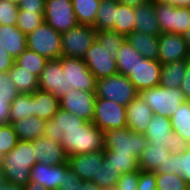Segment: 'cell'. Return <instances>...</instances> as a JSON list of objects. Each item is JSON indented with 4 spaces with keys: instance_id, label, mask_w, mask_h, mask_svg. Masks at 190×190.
I'll use <instances>...</instances> for the list:
<instances>
[{
    "instance_id": "cell-56",
    "label": "cell",
    "mask_w": 190,
    "mask_h": 190,
    "mask_svg": "<svg viewBox=\"0 0 190 190\" xmlns=\"http://www.w3.org/2000/svg\"><path fill=\"white\" fill-rule=\"evenodd\" d=\"M164 173H173L175 174V170H174V160L172 159V153L169 157V159H167V161L164 164Z\"/></svg>"
},
{
    "instance_id": "cell-2",
    "label": "cell",
    "mask_w": 190,
    "mask_h": 190,
    "mask_svg": "<svg viewBox=\"0 0 190 190\" xmlns=\"http://www.w3.org/2000/svg\"><path fill=\"white\" fill-rule=\"evenodd\" d=\"M36 163L32 141L19 140L1 163L5 181L24 187L30 182L31 168Z\"/></svg>"
},
{
    "instance_id": "cell-7",
    "label": "cell",
    "mask_w": 190,
    "mask_h": 190,
    "mask_svg": "<svg viewBox=\"0 0 190 190\" xmlns=\"http://www.w3.org/2000/svg\"><path fill=\"white\" fill-rule=\"evenodd\" d=\"M61 35L44 22L27 35V49L48 60L59 59L62 56Z\"/></svg>"
},
{
    "instance_id": "cell-54",
    "label": "cell",
    "mask_w": 190,
    "mask_h": 190,
    "mask_svg": "<svg viewBox=\"0 0 190 190\" xmlns=\"http://www.w3.org/2000/svg\"><path fill=\"white\" fill-rule=\"evenodd\" d=\"M77 190H103V188L96 183L83 181Z\"/></svg>"
},
{
    "instance_id": "cell-61",
    "label": "cell",
    "mask_w": 190,
    "mask_h": 190,
    "mask_svg": "<svg viewBox=\"0 0 190 190\" xmlns=\"http://www.w3.org/2000/svg\"><path fill=\"white\" fill-rule=\"evenodd\" d=\"M6 1L11 2V3H14V4H16V5H18L19 2H20V0H6Z\"/></svg>"
},
{
    "instance_id": "cell-30",
    "label": "cell",
    "mask_w": 190,
    "mask_h": 190,
    "mask_svg": "<svg viewBox=\"0 0 190 190\" xmlns=\"http://www.w3.org/2000/svg\"><path fill=\"white\" fill-rule=\"evenodd\" d=\"M117 0H101L99 11L96 14L94 25L95 30L114 31L116 23Z\"/></svg>"
},
{
    "instance_id": "cell-18",
    "label": "cell",
    "mask_w": 190,
    "mask_h": 190,
    "mask_svg": "<svg viewBox=\"0 0 190 190\" xmlns=\"http://www.w3.org/2000/svg\"><path fill=\"white\" fill-rule=\"evenodd\" d=\"M104 150L69 156V168L83 181L92 182L104 160Z\"/></svg>"
},
{
    "instance_id": "cell-43",
    "label": "cell",
    "mask_w": 190,
    "mask_h": 190,
    "mask_svg": "<svg viewBox=\"0 0 190 190\" xmlns=\"http://www.w3.org/2000/svg\"><path fill=\"white\" fill-rule=\"evenodd\" d=\"M175 174L181 175L190 186V148L183 153H172Z\"/></svg>"
},
{
    "instance_id": "cell-20",
    "label": "cell",
    "mask_w": 190,
    "mask_h": 190,
    "mask_svg": "<svg viewBox=\"0 0 190 190\" xmlns=\"http://www.w3.org/2000/svg\"><path fill=\"white\" fill-rule=\"evenodd\" d=\"M126 125L131 131L144 134L154 113L140 95L135 97L126 107Z\"/></svg>"
},
{
    "instance_id": "cell-48",
    "label": "cell",
    "mask_w": 190,
    "mask_h": 190,
    "mask_svg": "<svg viewBox=\"0 0 190 190\" xmlns=\"http://www.w3.org/2000/svg\"><path fill=\"white\" fill-rule=\"evenodd\" d=\"M137 190H157L155 172L140 170Z\"/></svg>"
},
{
    "instance_id": "cell-21",
    "label": "cell",
    "mask_w": 190,
    "mask_h": 190,
    "mask_svg": "<svg viewBox=\"0 0 190 190\" xmlns=\"http://www.w3.org/2000/svg\"><path fill=\"white\" fill-rule=\"evenodd\" d=\"M68 167V163L54 166L36 163L31 168L30 181L44 186L47 190H58Z\"/></svg>"
},
{
    "instance_id": "cell-10",
    "label": "cell",
    "mask_w": 190,
    "mask_h": 190,
    "mask_svg": "<svg viewBox=\"0 0 190 190\" xmlns=\"http://www.w3.org/2000/svg\"><path fill=\"white\" fill-rule=\"evenodd\" d=\"M95 36L96 30L92 26L82 24L62 33V56L83 60Z\"/></svg>"
},
{
    "instance_id": "cell-14",
    "label": "cell",
    "mask_w": 190,
    "mask_h": 190,
    "mask_svg": "<svg viewBox=\"0 0 190 190\" xmlns=\"http://www.w3.org/2000/svg\"><path fill=\"white\" fill-rule=\"evenodd\" d=\"M83 61L96 80L118 73L116 58L111 57L110 51L102 47L96 39L85 53Z\"/></svg>"
},
{
    "instance_id": "cell-51",
    "label": "cell",
    "mask_w": 190,
    "mask_h": 190,
    "mask_svg": "<svg viewBox=\"0 0 190 190\" xmlns=\"http://www.w3.org/2000/svg\"><path fill=\"white\" fill-rule=\"evenodd\" d=\"M180 90L186 100L190 101V63L186 66L185 77L180 84Z\"/></svg>"
},
{
    "instance_id": "cell-4",
    "label": "cell",
    "mask_w": 190,
    "mask_h": 190,
    "mask_svg": "<svg viewBox=\"0 0 190 190\" xmlns=\"http://www.w3.org/2000/svg\"><path fill=\"white\" fill-rule=\"evenodd\" d=\"M154 115L171 117L186 101L180 88H167L160 85L139 92Z\"/></svg>"
},
{
    "instance_id": "cell-55",
    "label": "cell",
    "mask_w": 190,
    "mask_h": 190,
    "mask_svg": "<svg viewBox=\"0 0 190 190\" xmlns=\"http://www.w3.org/2000/svg\"><path fill=\"white\" fill-rule=\"evenodd\" d=\"M119 3L131 6V7H137L140 5H143L147 2H150L151 0H117Z\"/></svg>"
},
{
    "instance_id": "cell-1",
    "label": "cell",
    "mask_w": 190,
    "mask_h": 190,
    "mask_svg": "<svg viewBox=\"0 0 190 190\" xmlns=\"http://www.w3.org/2000/svg\"><path fill=\"white\" fill-rule=\"evenodd\" d=\"M44 136L60 143L68 157L105 150L104 131L60 108L46 121Z\"/></svg>"
},
{
    "instance_id": "cell-53",
    "label": "cell",
    "mask_w": 190,
    "mask_h": 190,
    "mask_svg": "<svg viewBox=\"0 0 190 190\" xmlns=\"http://www.w3.org/2000/svg\"><path fill=\"white\" fill-rule=\"evenodd\" d=\"M161 3L170 4L177 7H190V0H154Z\"/></svg>"
},
{
    "instance_id": "cell-49",
    "label": "cell",
    "mask_w": 190,
    "mask_h": 190,
    "mask_svg": "<svg viewBox=\"0 0 190 190\" xmlns=\"http://www.w3.org/2000/svg\"><path fill=\"white\" fill-rule=\"evenodd\" d=\"M46 0H20L19 10L37 11L44 16Z\"/></svg>"
},
{
    "instance_id": "cell-36",
    "label": "cell",
    "mask_w": 190,
    "mask_h": 190,
    "mask_svg": "<svg viewBox=\"0 0 190 190\" xmlns=\"http://www.w3.org/2000/svg\"><path fill=\"white\" fill-rule=\"evenodd\" d=\"M134 14V7L118 2L114 31L126 37L134 32Z\"/></svg>"
},
{
    "instance_id": "cell-50",
    "label": "cell",
    "mask_w": 190,
    "mask_h": 190,
    "mask_svg": "<svg viewBox=\"0 0 190 190\" xmlns=\"http://www.w3.org/2000/svg\"><path fill=\"white\" fill-rule=\"evenodd\" d=\"M15 59L0 45V73L8 72L14 65Z\"/></svg>"
},
{
    "instance_id": "cell-31",
    "label": "cell",
    "mask_w": 190,
    "mask_h": 190,
    "mask_svg": "<svg viewBox=\"0 0 190 190\" xmlns=\"http://www.w3.org/2000/svg\"><path fill=\"white\" fill-rule=\"evenodd\" d=\"M8 74L19 93L33 94L39 89L38 77L25 69H21V67L15 62L12 68L8 71Z\"/></svg>"
},
{
    "instance_id": "cell-24",
    "label": "cell",
    "mask_w": 190,
    "mask_h": 190,
    "mask_svg": "<svg viewBox=\"0 0 190 190\" xmlns=\"http://www.w3.org/2000/svg\"><path fill=\"white\" fill-rule=\"evenodd\" d=\"M171 152L163 147H157L148 144V147L138 158L140 170L155 172V174L164 173V164L169 159Z\"/></svg>"
},
{
    "instance_id": "cell-47",
    "label": "cell",
    "mask_w": 190,
    "mask_h": 190,
    "mask_svg": "<svg viewBox=\"0 0 190 190\" xmlns=\"http://www.w3.org/2000/svg\"><path fill=\"white\" fill-rule=\"evenodd\" d=\"M82 182L83 180L68 167L58 190H77Z\"/></svg>"
},
{
    "instance_id": "cell-35",
    "label": "cell",
    "mask_w": 190,
    "mask_h": 190,
    "mask_svg": "<svg viewBox=\"0 0 190 190\" xmlns=\"http://www.w3.org/2000/svg\"><path fill=\"white\" fill-rule=\"evenodd\" d=\"M48 59L29 49L24 50L16 59L15 63L39 77L46 66Z\"/></svg>"
},
{
    "instance_id": "cell-5",
    "label": "cell",
    "mask_w": 190,
    "mask_h": 190,
    "mask_svg": "<svg viewBox=\"0 0 190 190\" xmlns=\"http://www.w3.org/2000/svg\"><path fill=\"white\" fill-rule=\"evenodd\" d=\"M147 137L128 127L104 131V148L116 154L134 155L139 158L148 147Z\"/></svg>"
},
{
    "instance_id": "cell-58",
    "label": "cell",
    "mask_w": 190,
    "mask_h": 190,
    "mask_svg": "<svg viewBox=\"0 0 190 190\" xmlns=\"http://www.w3.org/2000/svg\"><path fill=\"white\" fill-rule=\"evenodd\" d=\"M0 190H24L22 186L5 182L0 186Z\"/></svg>"
},
{
    "instance_id": "cell-11",
    "label": "cell",
    "mask_w": 190,
    "mask_h": 190,
    "mask_svg": "<svg viewBox=\"0 0 190 190\" xmlns=\"http://www.w3.org/2000/svg\"><path fill=\"white\" fill-rule=\"evenodd\" d=\"M126 108L116 102L96 98L92 123L101 131L121 129L126 125Z\"/></svg>"
},
{
    "instance_id": "cell-22",
    "label": "cell",
    "mask_w": 190,
    "mask_h": 190,
    "mask_svg": "<svg viewBox=\"0 0 190 190\" xmlns=\"http://www.w3.org/2000/svg\"><path fill=\"white\" fill-rule=\"evenodd\" d=\"M134 31L147 35L159 36L160 29L155 13V1L134 7Z\"/></svg>"
},
{
    "instance_id": "cell-38",
    "label": "cell",
    "mask_w": 190,
    "mask_h": 190,
    "mask_svg": "<svg viewBox=\"0 0 190 190\" xmlns=\"http://www.w3.org/2000/svg\"><path fill=\"white\" fill-rule=\"evenodd\" d=\"M95 39L111 53V57L116 58L120 47L126 41V36L115 31L96 30Z\"/></svg>"
},
{
    "instance_id": "cell-3",
    "label": "cell",
    "mask_w": 190,
    "mask_h": 190,
    "mask_svg": "<svg viewBox=\"0 0 190 190\" xmlns=\"http://www.w3.org/2000/svg\"><path fill=\"white\" fill-rule=\"evenodd\" d=\"M143 135L150 144L163 147L171 153H183L190 148L182 136L173 132L169 117L154 115Z\"/></svg>"
},
{
    "instance_id": "cell-52",
    "label": "cell",
    "mask_w": 190,
    "mask_h": 190,
    "mask_svg": "<svg viewBox=\"0 0 190 190\" xmlns=\"http://www.w3.org/2000/svg\"><path fill=\"white\" fill-rule=\"evenodd\" d=\"M10 111V103L0 99V125L7 124Z\"/></svg>"
},
{
    "instance_id": "cell-42",
    "label": "cell",
    "mask_w": 190,
    "mask_h": 190,
    "mask_svg": "<svg viewBox=\"0 0 190 190\" xmlns=\"http://www.w3.org/2000/svg\"><path fill=\"white\" fill-rule=\"evenodd\" d=\"M19 139L10 123L0 125V152L3 156L9 153Z\"/></svg>"
},
{
    "instance_id": "cell-16",
    "label": "cell",
    "mask_w": 190,
    "mask_h": 190,
    "mask_svg": "<svg viewBox=\"0 0 190 190\" xmlns=\"http://www.w3.org/2000/svg\"><path fill=\"white\" fill-rule=\"evenodd\" d=\"M178 60H190V51L183 35L161 33L159 35V54L157 61L161 64Z\"/></svg>"
},
{
    "instance_id": "cell-63",
    "label": "cell",
    "mask_w": 190,
    "mask_h": 190,
    "mask_svg": "<svg viewBox=\"0 0 190 190\" xmlns=\"http://www.w3.org/2000/svg\"><path fill=\"white\" fill-rule=\"evenodd\" d=\"M103 190H116V188L115 187H113V188H106V189H103Z\"/></svg>"
},
{
    "instance_id": "cell-6",
    "label": "cell",
    "mask_w": 190,
    "mask_h": 190,
    "mask_svg": "<svg viewBox=\"0 0 190 190\" xmlns=\"http://www.w3.org/2000/svg\"><path fill=\"white\" fill-rule=\"evenodd\" d=\"M139 95L129 78L120 73L96 80V97L127 106Z\"/></svg>"
},
{
    "instance_id": "cell-15",
    "label": "cell",
    "mask_w": 190,
    "mask_h": 190,
    "mask_svg": "<svg viewBox=\"0 0 190 190\" xmlns=\"http://www.w3.org/2000/svg\"><path fill=\"white\" fill-rule=\"evenodd\" d=\"M161 63L157 60L139 59L137 65L128 77L138 92L159 85Z\"/></svg>"
},
{
    "instance_id": "cell-8",
    "label": "cell",
    "mask_w": 190,
    "mask_h": 190,
    "mask_svg": "<svg viewBox=\"0 0 190 190\" xmlns=\"http://www.w3.org/2000/svg\"><path fill=\"white\" fill-rule=\"evenodd\" d=\"M155 13L160 33L184 35L190 28L189 7H177L155 1Z\"/></svg>"
},
{
    "instance_id": "cell-33",
    "label": "cell",
    "mask_w": 190,
    "mask_h": 190,
    "mask_svg": "<svg viewBox=\"0 0 190 190\" xmlns=\"http://www.w3.org/2000/svg\"><path fill=\"white\" fill-rule=\"evenodd\" d=\"M79 24L93 26L101 0H71Z\"/></svg>"
},
{
    "instance_id": "cell-57",
    "label": "cell",
    "mask_w": 190,
    "mask_h": 190,
    "mask_svg": "<svg viewBox=\"0 0 190 190\" xmlns=\"http://www.w3.org/2000/svg\"><path fill=\"white\" fill-rule=\"evenodd\" d=\"M24 190H47L44 186L40 184L30 181L27 185L23 187Z\"/></svg>"
},
{
    "instance_id": "cell-29",
    "label": "cell",
    "mask_w": 190,
    "mask_h": 190,
    "mask_svg": "<svg viewBox=\"0 0 190 190\" xmlns=\"http://www.w3.org/2000/svg\"><path fill=\"white\" fill-rule=\"evenodd\" d=\"M29 117H34V93H19L10 104L7 122L12 124Z\"/></svg>"
},
{
    "instance_id": "cell-23",
    "label": "cell",
    "mask_w": 190,
    "mask_h": 190,
    "mask_svg": "<svg viewBox=\"0 0 190 190\" xmlns=\"http://www.w3.org/2000/svg\"><path fill=\"white\" fill-rule=\"evenodd\" d=\"M0 45L16 59L27 49V36L17 28V25H0Z\"/></svg>"
},
{
    "instance_id": "cell-17",
    "label": "cell",
    "mask_w": 190,
    "mask_h": 190,
    "mask_svg": "<svg viewBox=\"0 0 190 190\" xmlns=\"http://www.w3.org/2000/svg\"><path fill=\"white\" fill-rule=\"evenodd\" d=\"M39 90L54 94L58 99L66 94V79L58 59L48 60L38 77Z\"/></svg>"
},
{
    "instance_id": "cell-9",
    "label": "cell",
    "mask_w": 190,
    "mask_h": 190,
    "mask_svg": "<svg viewBox=\"0 0 190 190\" xmlns=\"http://www.w3.org/2000/svg\"><path fill=\"white\" fill-rule=\"evenodd\" d=\"M58 60L66 79V93L74 89L96 92L95 76L83 60L65 56H61Z\"/></svg>"
},
{
    "instance_id": "cell-19",
    "label": "cell",
    "mask_w": 190,
    "mask_h": 190,
    "mask_svg": "<svg viewBox=\"0 0 190 190\" xmlns=\"http://www.w3.org/2000/svg\"><path fill=\"white\" fill-rule=\"evenodd\" d=\"M32 144L37 163L49 166L67 163L68 156L60 143L43 135L32 141Z\"/></svg>"
},
{
    "instance_id": "cell-28",
    "label": "cell",
    "mask_w": 190,
    "mask_h": 190,
    "mask_svg": "<svg viewBox=\"0 0 190 190\" xmlns=\"http://www.w3.org/2000/svg\"><path fill=\"white\" fill-rule=\"evenodd\" d=\"M59 108V99L54 94L39 89L34 92V116L48 121Z\"/></svg>"
},
{
    "instance_id": "cell-34",
    "label": "cell",
    "mask_w": 190,
    "mask_h": 190,
    "mask_svg": "<svg viewBox=\"0 0 190 190\" xmlns=\"http://www.w3.org/2000/svg\"><path fill=\"white\" fill-rule=\"evenodd\" d=\"M173 132L178 133L190 145V101L186 100L170 117Z\"/></svg>"
},
{
    "instance_id": "cell-37",
    "label": "cell",
    "mask_w": 190,
    "mask_h": 190,
    "mask_svg": "<svg viewBox=\"0 0 190 190\" xmlns=\"http://www.w3.org/2000/svg\"><path fill=\"white\" fill-rule=\"evenodd\" d=\"M104 156L108 159V163H111L121 174L140 171L138 158L134 155L116 154L113 150H104Z\"/></svg>"
},
{
    "instance_id": "cell-62",
    "label": "cell",
    "mask_w": 190,
    "mask_h": 190,
    "mask_svg": "<svg viewBox=\"0 0 190 190\" xmlns=\"http://www.w3.org/2000/svg\"><path fill=\"white\" fill-rule=\"evenodd\" d=\"M3 158H4V156H3L2 153L0 152V164H1L2 161H3Z\"/></svg>"
},
{
    "instance_id": "cell-45",
    "label": "cell",
    "mask_w": 190,
    "mask_h": 190,
    "mask_svg": "<svg viewBox=\"0 0 190 190\" xmlns=\"http://www.w3.org/2000/svg\"><path fill=\"white\" fill-rule=\"evenodd\" d=\"M18 94L19 92L13 81L10 79L8 72L0 73V99L11 104Z\"/></svg>"
},
{
    "instance_id": "cell-60",
    "label": "cell",
    "mask_w": 190,
    "mask_h": 190,
    "mask_svg": "<svg viewBox=\"0 0 190 190\" xmlns=\"http://www.w3.org/2000/svg\"><path fill=\"white\" fill-rule=\"evenodd\" d=\"M5 179H4V171H3V168H2V165L0 164V186L5 183Z\"/></svg>"
},
{
    "instance_id": "cell-27",
    "label": "cell",
    "mask_w": 190,
    "mask_h": 190,
    "mask_svg": "<svg viewBox=\"0 0 190 190\" xmlns=\"http://www.w3.org/2000/svg\"><path fill=\"white\" fill-rule=\"evenodd\" d=\"M45 123V120L34 116L21 118L11 125L19 140L34 141L44 135Z\"/></svg>"
},
{
    "instance_id": "cell-39",
    "label": "cell",
    "mask_w": 190,
    "mask_h": 190,
    "mask_svg": "<svg viewBox=\"0 0 190 190\" xmlns=\"http://www.w3.org/2000/svg\"><path fill=\"white\" fill-rule=\"evenodd\" d=\"M121 175L120 171L116 170L111 163H108V159L104 157L101 168L97 175L94 176L92 182L103 189L113 188L116 186Z\"/></svg>"
},
{
    "instance_id": "cell-46",
    "label": "cell",
    "mask_w": 190,
    "mask_h": 190,
    "mask_svg": "<svg viewBox=\"0 0 190 190\" xmlns=\"http://www.w3.org/2000/svg\"><path fill=\"white\" fill-rule=\"evenodd\" d=\"M139 171L123 173L116 183V190H137Z\"/></svg>"
},
{
    "instance_id": "cell-41",
    "label": "cell",
    "mask_w": 190,
    "mask_h": 190,
    "mask_svg": "<svg viewBox=\"0 0 190 190\" xmlns=\"http://www.w3.org/2000/svg\"><path fill=\"white\" fill-rule=\"evenodd\" d=\"M157 190H190V186L181 175L173 173L155 174Z\"/></svg>"
},
{
    "instance_id": "cell-44",
    "label": "cell",
    "mask_w": 190,
    "mask_h": 190,
    "mask_svg": "<svg viewBox=\"0 0 190 190\" xmlns=\"http://www.w3.org/2000/svg\"><path fill=\"white\" fill-rule=\"evenodd\" d=\"M18 10V5L6 0H0V25H16Z\"/></svg>"
},
{
    "instance_id": "cell-32",
    "label": "cell",
    "mask_w": 190,
    "mask_h": 190,
    "mask_svg": "<svg viewBox=\"0 0 190 190\" xmlns=\"http://www.w3.org/2000/svg\"><path fill=\"white\" fill-rule=\"evenodd\" d=\"M143 56L136 51L133 46L126 40L120 47L116 57V66L118 73L129 77L137 65L139 59Z\"/></svg>"
},
{
    "instance_id": "cell-25",
    "label": "cell",
    "mask_w": 190,
    "mask_h": 190,
    "mask_svg": "<svg viewBox=\"0 0 190 190\" xmlns=\"http://www.w3.org/2000/svg\"><path fill=\"white\" fill-rule=\"evenodd\" d=\"M126 40L146 59L157 60L159 54V36L132 32Z\"/></svg>"
},
{
    "instance_id": "cell-26",
    "label": "cell",
    "mask_w": 190,
    "mask_h": 190,
    "mask_svg": "<svg viewBox=\"0 0 190 190\" xmlns=\"http://www.w3.org/2000/svg\"><path fill=\"white\" fill-rule=\"evenodd\" d=\"M190 60H178L161 64V74L159 85L167 88H180V84L185 77L186 66Z\"/></svg>"
},
{
    "instance_id": "cell-59",
    "label": "cell",
    "mask_w": 190,
    "mask_h": 190,
    "mask_svg": "<svg viewBox=\"0 0 190 190\" xmlns=\"http://www.w3.org/2000/svg\"><path fill=\"white\" fill-rule=\"evenodd\" d=\"M183 37H184V41L186 42V45L188 47V50L190 51V28L185 32Z\"/></svg>"
},
{
    "instance_id": "cell-13",
    "label": "cell",
    "mask_w": 190,
    "mask_h": 190,
    "mask_svg": "<svg viewBox=\"0 0 190 190\" xmlns=\"http://www.w3.org/2000/svg\"><path fill=\"white\" fill-rule=\"evenodd\" d=\"M96 98V92L74 89L59 99V105L60 109L83 118L87 122H92Z\"/></svg>"
},
{
    "instance_id": "cell-40",
    "label": "cell",
    "mask_w": 190,
    "mask_h": 190,
    "mask_svg": "<svg viewBox=\"0 0 190 190\" xmlns=\"http://www.w3.org/2000/svg\"><path fill=\"white\" fill-rule=\"evenodd\" d=\"M44 23V16L37 11L18 10L17 28L26 36Z\"/></svg>"
},
{
    "instance_id": "cell-12",
    "label": "cell",
    "mask_w": 190,
    "mask_h": 190,
    "mask_svg": "<svg viewBox=\"0 0 190 190\" xmlns=\"http://www.w3.org/2000/svg\"><path fill=\"white\" fill-rule=\"evenodd\" d=\"M44 22L61 34L79 24L71 0H46Z\"/></svg>"
}]
</instances>
